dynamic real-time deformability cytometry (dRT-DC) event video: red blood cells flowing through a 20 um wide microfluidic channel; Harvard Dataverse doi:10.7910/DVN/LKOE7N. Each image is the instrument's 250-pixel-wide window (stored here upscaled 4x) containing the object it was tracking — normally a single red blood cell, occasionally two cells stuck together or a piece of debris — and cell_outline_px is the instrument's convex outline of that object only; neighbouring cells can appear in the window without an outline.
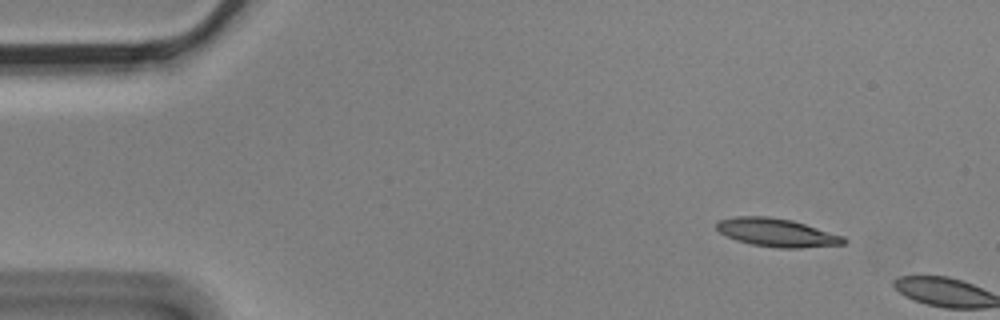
{"species": "Egyptian fruit bat (a non-hibernating species)", "species_latin": "Rousettus aegyptiacus", "temperature_condition": "cold", "stored_images_in_passage": 2, "camera_frame_rate_fps": 3000, "um_per_image_px": 0.085, "animal": {"sex": "male"}, "frame": {"image": 1, "passage_image": 1, "time_ms": 0.0, "image_size_px": [1000, 320], "cell_outline_px": [[848, 240], [844, 244], [800, 248], [776, 248], [752, 244], [736, 240], [720, 232], [716, 228], [716, 224], [720, 220], [736, 216], [768, 216], [792, 220], [844, 236]], "centroid_in_image_um": [66.05, 19.77], "position_along_channel_um": 18.9, "area_um2": 20.87}}